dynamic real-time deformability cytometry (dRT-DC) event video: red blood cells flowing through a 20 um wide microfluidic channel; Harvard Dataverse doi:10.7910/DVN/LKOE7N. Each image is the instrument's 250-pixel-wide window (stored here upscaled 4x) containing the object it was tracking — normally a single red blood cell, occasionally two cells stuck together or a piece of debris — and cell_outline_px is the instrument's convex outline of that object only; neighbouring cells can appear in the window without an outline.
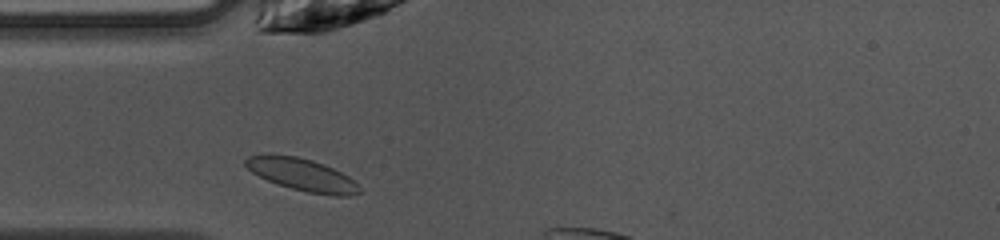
{"species": "common noctule bat (a hibernating species)", "species_latin": "Nyctalus noctula", "temperature_condition": "warm", "stored_images_in_passage": 4, "camera_frame_rate_fps": 3000, "um_per_image_px": 0.085, "animal": {"sex": "female", "body_mass_g": 10.0, "forearm_length_mm": 53.1}, "frame": {"image": 1, "passage_image": 1, "time_ms": 0.0, "image_size_px": [1000, 240], "cell_outline_px": [[360, 192], [348, 196], [332, 196], [308, 192], [292, 188], [268, 180], [252, 172], [244, 164], [244, 160], [248, 156], [268, 152], [296, 156], [312, 160], [324, 164], [348, 176], [360, 188]], "centroid_in_image_um": [25.63, 14.81], "position_along_channel_um": 59.4, "area_um2": 21.5}}